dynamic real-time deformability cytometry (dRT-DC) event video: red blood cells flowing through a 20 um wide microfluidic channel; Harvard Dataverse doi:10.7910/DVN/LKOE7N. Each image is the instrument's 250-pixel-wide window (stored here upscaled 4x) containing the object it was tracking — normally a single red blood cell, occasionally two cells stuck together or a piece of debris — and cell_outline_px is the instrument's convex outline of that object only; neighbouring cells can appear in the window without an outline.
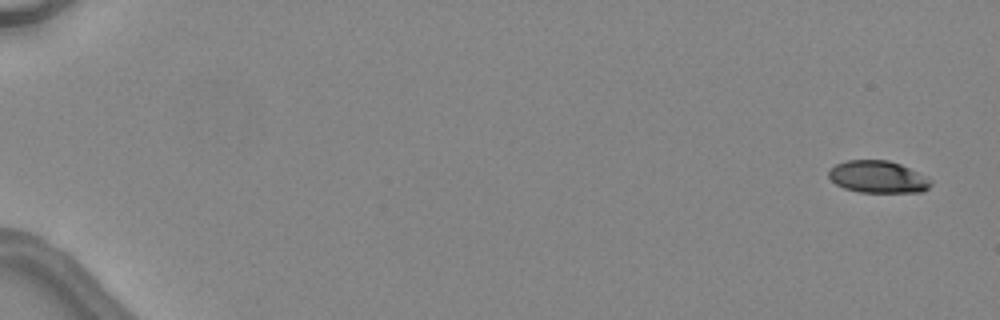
{"species": "common noctule bat (a hibernating species)", "species_latin": "Nyctalus noctula", "temperature_condition": "warm", "stored_images_in_passage": 6, "camera_frame_rate_fps": 3000, "um_per_image_px": 0.085, "animal": {"sex": "female", "body_mass_g": 24.6, "forearm_length_mm": 56.2}, "frame": {"image": 1, "passage_image": 1, "time_ms": 0.0, "image_size_px": [1000, 320], "cell_outline_px": [[932, 184], [924, 192], [860, 192], [844, 188], [836, 184], [828, 176], [828, 172], [836, 164], [848, 160], [888, 160], [900, 164], [932, 180]], "centroid_in_image_um": [74.62, 15.04], "position_along_channel_um": 10.4, "area_um2": 18.96}}
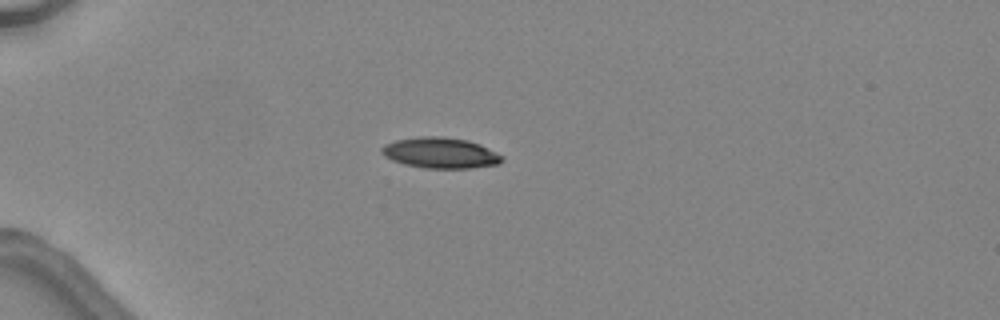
{"frame": {"image": 2, "passage_image": 4, "time_ms": 4.333, "image_size_px": [1000, 320], "cell_outline_px": [[504, 160], [500, 164], [472, 168], [424, 168], [404, 164], [392, 160], [384, 156], [380, 152], [380, 148], [384, 144], [396, 140], [420, 136], [444, 136], [468, 140], [480, 144], [504, 156]], "centroid_in_image_um": [37.44, 12.99], "position_along_channel_um": 47.6, "area_um2": 21.85}}